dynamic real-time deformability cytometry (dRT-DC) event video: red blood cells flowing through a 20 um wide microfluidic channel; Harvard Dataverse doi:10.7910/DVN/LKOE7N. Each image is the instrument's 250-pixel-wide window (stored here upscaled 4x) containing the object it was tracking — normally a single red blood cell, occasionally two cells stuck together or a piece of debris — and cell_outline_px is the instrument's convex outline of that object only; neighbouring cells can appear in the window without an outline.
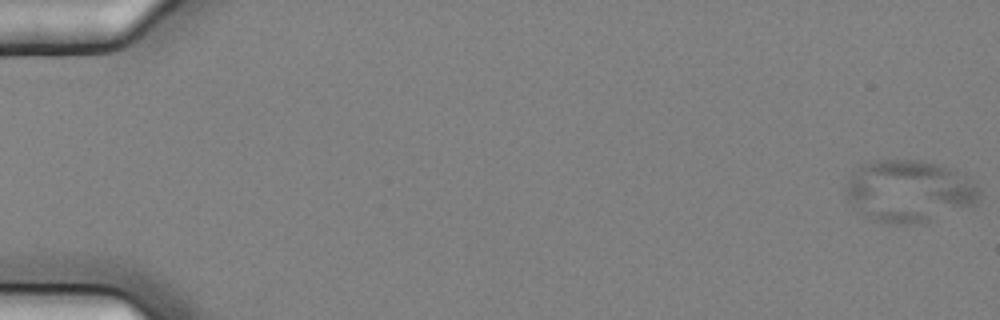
{"species": "common noctule bat (a hibernating species)", "species_latin": "Nyctalus noctula", "temperature_condition": "cold", "stored_images_in_passage": 6, "camera_frame_rate_fps": 3000, "um_per_image_px": 0.085, "animal": {"sex": "female", "body_mass_g": 25.1}, "frame": {"image": 1, "passage_image": 1, "time_ms": 0.0, "image_size_px": [1000, 320], "cell_outline_px": [[980, 200], [976, 204], [916, 224], [888, 224], [864, 216], [848, 200], [848, 180], [852, 172], [860, 164], [876, 160], [920, 160], [952, 168], [980, 188]], "centroid_in_image_um": [77.26, 16.23], "position_along_channel_um": 7.7, "area_um2": 47.8}}